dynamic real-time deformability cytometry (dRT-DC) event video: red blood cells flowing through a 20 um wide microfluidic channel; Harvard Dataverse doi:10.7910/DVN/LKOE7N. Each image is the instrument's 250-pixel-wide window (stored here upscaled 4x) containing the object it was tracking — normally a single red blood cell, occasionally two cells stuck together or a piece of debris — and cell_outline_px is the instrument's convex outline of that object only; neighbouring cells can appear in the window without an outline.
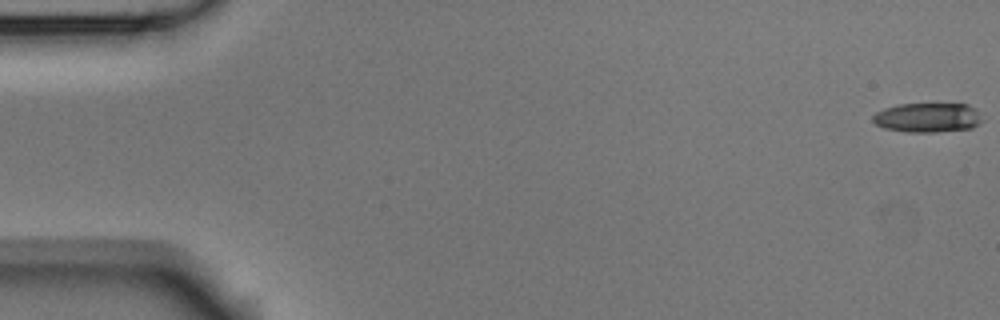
{"species": "Egyptian fruit bat (a non-hibernating species)", "species_latin": "Rousettus aegyptiacus", "temperature_condition": "room temperature", "stored_images_in_passage": 6, "camera_frame_rate_fps": 3000, "um_per_image_px": 0.085, "animal": {"sex": "male"}, "frame": {"image": 1, "passage_image": 1, "time_ms": 0.0, "image_size_px": [1000, 320], "cell_outline_px": [[984, 120], [972, 128], [936, 132], [908, 132], [884, 128], [876, 124], [872, 120], [872, 116], [876, 112], [884, 108], [896, 104], [968, 104]], "centroid_in_image_um": [78.81, 10.0], "position_along_channel_um": 6.2, "area_um2": 18.73}}
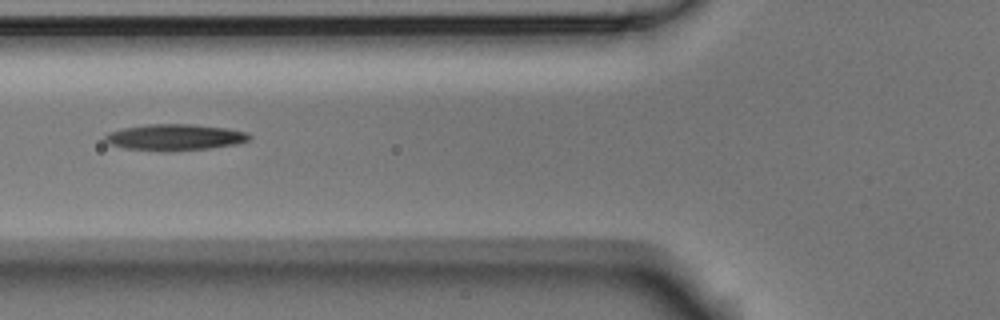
{"frame": {"image": 2, "passage_image": 6, "time_ms": 1.667, "image_size_px": [1000, 320], "cell_outline_px": [[252, 140], [240, 144], [208, 148], [172, 152], [164, 152], [124, 148], [108, 144], [104, 140], [104, 136], [108, 132], [124, 128], [148, 124], [192, 124], [228, 128], [248, 132], [252, 136]], "centroid_in_image_um": [14.9, 11.68], "position_along_channel_um": 110.9, "area_um2": 22.6}}